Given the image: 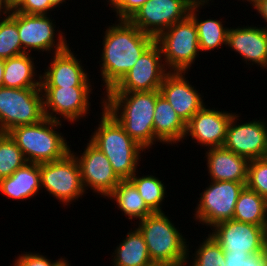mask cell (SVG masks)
<instances>
[{
    "label": "cell",
    "mask_w": 267,
    "mask_h": 266,
    "mask_svg": "<svg viewBox=\"0 0 267 266\" xmlns=\"http://www.w3.org/2000/svg\"><path fill=\"white\" fill-rule=\"evenodd\" d=\"M117 22V23H116ZM103 35L101 79L104 93L114 88L134 66L142 53L155 41L129 20H118Z\"/></svg>",
    "instance_id": "1"
},
{
    "label": "cell",
    "mask_w": 267,
    "mask_h": 266,
    "mask_svg": "<svg viewBox=\"0 0 267 266\" xmlns=\"http://www.w3.org/2000/svg\"><path fill=\"white\" fill-rule=\"evenodd\" d=\"M105 94L101 99V107L118 121L139 146L149 150L154 142H159L153 129L157 90Z\"/></svg>",
    "instance_id": "2"
},
{
    "label": "cell",
    "mask_w": 267,
    "mask_h": 266,
    "mask_svg": "<svg viewBox=\"0 0 267 266\" xmlns=\"http://www.w3.org/2000/svg\"><path fill=\"white\" fill-rule=\"evenodd\" d=\"M101 116L98 127L94 129L89 141L109 159L114 172L121 180L130 179L138 172L137 166L140 165V156L144 149L104 108Z\"/></svg>",
    "instance_id": "3"
},
{
    "label": "cell",
    "mask_w": 267,
    "mask_h": 266,
    "mask_svg": "<svg viewBox=\"0 0 267 266\" xmlns=\"http://www.w3.org/2000/svg\"><path fill=\"white\" fill-rule=\"evenodd\" d=\"M153 264L186 266L189 264V242L164 212H154L139 221Z\"/></svg>",
    "instance_id": "4"
},
{
    "label": "cell",
    "mask_w": 267,
    "mask_h": 266,
    "mask_svg": "<svg viewBox=\"0 0 267 266\" xmlns=\"http://www.w3.org/2000/svg\"><path fill=\"white\" fill-rule=\"evenodd\" d=\"M59 126H62L61 121L45 117L35 124L17 126L8 134L21 149L27 162L40 164L60 160L72 150L67 144L69 141L66 142L63 134L56 130Z\"/></svg>",
    "instance_id": "5"
},
{
    "label": "cell",
    "mask_w": 267,
    "mask_h": 266,
    "mask_svg": "<svg viewBox=\"0 0 267 266\" xmlns=\"http://www.w3.org/2000/svg\"><path fill=\"white\" fill-rule=\"evenodd\" d=\"M155 41L167 71L187 72L200 52L197 28L189 15L163 31Z\"/></svg>",
    "instance_id": "6"
},
{
    "label": "cell",
    "mask_w": 267,
    "mask_h": 266,
    "mask_svg": "<svg viewBox=\"0 0 267 266\" xmlns=\"http://www.w3.org/2000/svg\"><path fill=\"white\" fill-rule=\"evenodd\" d=\"M45 118L41 88L0 87V133Z\"/></svg>",
    "instance_id": "7"
},
{
    "label": "cell",
    "mask_w": 267,
    "mask_h": 266,
    "mask_svg": "<svg viewBox=\"0 0 267 266\" xmlns=\"http://www.w3.org/2000/svg\"><path fill=\"white\" fill-rule=\"evenodd\" d=\"M41 188L58 202L69 205L86 192L83 188L80 167L75 156L69 152L64 158L40 163Z\"/></svg>",
    "instance_id": "8"
},
{
    "label": "cell",
    "mask_w": 267,
    "mask_h": 266,
    "mask_svg": "<svg viewBox=\"0 0 267 266\" xmlns=\"http://www.w3.org/2000/svg\"><path fill=\"white\" fill-rule=\"evenodd\" d=\"M16 23L24 53L30 54L33 51L38 52H61L68 47L64 32L56 30L50 15H28L16 12L14 9L9 15ZM52 19V20H51ZM58 31V33H57ZM58 37L55 39L56 33ZM57 42V43H56ZM41 50V51H40Z\"/></svg>",
    "instance_id": "9"
},
{
    "label": "cell",
    "mask_w": 267,
    "mask_h": 266,
    "mask_svg": "<svg viewBox=\"0 0 267 266\" xmlns=\"http://www.w3.org/2000/svg\"><path fill=\"white\" fill-rule=\"evenodd\" d=\"M247 182L212 181L200 195L195 207L197 222L212 228L219 222L231 220L240 192Z\"/></svg>",
    "instance_id": "10"
},
{
    "label": "cell",
    "mask_w": 267,
    "mask_h": 266,
    "mask_svg": "<svg viewBox=\"0 0 267 266\" xmlns=\"http://www.w3.org/2000/svg\"><path fill=\"white\" fill-rule=\"evenodd\" d=\"M41 90L44 114L48 119L61 121L63 117L74 124L89 114L92 86L41 87Z\"/></svg>",
    "instance_id": "11"
},
{
    "label": "cell",
    "mask_w": 267,
    "mask_h": 266,
    "mask_svg": "<svg viewBox=\"0 0 267 266\" xmlns=\"http://www.w3.org/2000/svg\"><path fill=\"white\" fill-rule=\"evenodd\" d=\"M196 0H148L129 19L143 33L155 39L173 24L189 15Z\"/></svg>",
    "instance_id": "12"
},
{
    "label": "cell",
    "mask_w": 267,
    "mask_h": 266,
    "mask_svg": "<svg viewBox=\"0 0 267 266\" xmlns=\"http://www.w3.org/2000/svg\"><path fill=\"white\" fill-rule=\"evenodd\" d=\"M210 235L224 253L262 252L267 247V226H258L234 219L217 223Z\"/></svg>",
    "instance_id": "13"
},
{
    "label": "cell",
    "mask_w": 267,
    "mask_h": 266,
    "mask_svg": "<svg viewBox=\"0 0 267 266\" xmlns=\"http://www.w3.org/2000/svg\"><path fill=\"white\" fill-rule=\"evenodd\" d=\"M159 44L154 41L138 58L122 80L108 92H140L159 90L166 71Z\"/></svg>",
    "instance_id": "14"
},
{
    "label": "cell",
    "mask_w": 267,
    "mask_h": 266,
    "mask_svg": "<svg viewBox=\"0 0 267 266\" xmlns=\"http://www.w3.org/2000/svg\"><path fill=\"white\" fill-rule=\"evenodd\" d=\"M78 161L81 181L84 190L90 188L93 192L108 197L121 179L114 172L109 159L90 141L86 144L82 155L70 151ZM79 156V157H78Z\"/></svg>",
    "instance_id": "15"
},
{
    "label": "cell",
    "mask_w": 267,
    "mask_h": 266,
    "mask_svg": "<svg viewBox=\"0 0 267 266\" xmlns=\"http://www.w3.org/2000/svg\"><path fill=\"white\" fill-rule=\"evenodd\" d=\"M239 117L236 113L231 117L223 147L248 160L265 157L267 152L266 120L264 122L256 119L240 124L237 122Z\"/></svg>",
    "instance_id": "16"
},
{
    "label": "cell",
    "mask_w": 267,
    "mask_h": 266,
    "mask_svg": "<svg viewBox=\"0 0 267 266\" xmlns=\"http://www.w3.org/2000/svg\"><path fill=\"white\" fill-rule=\"evenodd\" d=\"M233 114L215 108L210 109L205 105L186 124L184 140L191 136L197 145L208 147L206 149L223 146L227 126Z\"/></svg>",
    "instance_id": "17"
},
{
    "label": "cell",
    "mask_w": 267,
    "mask_h": 266,
    "mask_svg": "<svg viewBox=\"0 0 267 266\" xmlns=\"http://www.w3.org/2000/svg\"><path fill=\"white\" fill-rule=\"evenodd\" d=\"M185 74L187 73L169 71L163 79L159 92L187 124L205 104L202 95L190 84Z\"/></svg>",
    "instance_id": "18"
},
{
    "label": "cell",
    "mask_w": 267,
    "mask_h": 266,
    "mask_svg": "<svg viewBox=\"0 0 267 266\" xmlns=\"http://www.w3.org/2000/svg\"><path fill=\"white\" fill-rule=\"evenodd\" d=\"M77 55L68 46L54 53L52 61L41 75V87L92 86L88 73Z\"/></svg>",
    "instance_id": "19"
},
{
    "label": "cell",
    "mask_w": 267,
    "mask_h": 266,
    "mask_svg": "<svg viewBox=\"0 0 267 266\" xmlns=\"http://www.w3.org/2000/svg\"><path fill=\"white\" fill-rule=\"evenodd\" d=\"M246 63L267 69V30L254 25L229 28L227 45Z\"/></svg>",
    "instance_id": "20"
},
{
    "label": "cell",
    "mask_w": 267,
    "mask_h": 266,
    "mask_svg": "<svg viewBox=\"0 0 267 266\" xmlns=\"http://www.w3.org/2000/svg\"><path fill=\"white\" fill-rule=\"evenodd\" d=\"M205 155L212 181L247 182L249 160L246 157L237 155L223 146L209 148Z\"/></svg>",
    "instance_id": "21"
},
{
    "label": "cell",
    "mask_w": 267,
    "mask_h": 266,
    "mask_svg": "<svg viewBox=\"0 0 267 266\" xmlns=\"http://www.w3.org/2000/svg\"><path fill=\"white\" fill-rule=\"evenodd\" d=\"M154 136L162 144L182 142L186 133V123L178 116L172 105L157 90V100L153 119ZM183 139V140H182Z\"/></svg>",
    "instance_id": "22"
},
{
    "label": "cell",
    "mask_w": 267,
    "mask_h": 266,
    "mask_svg": "<svg viewBox=\"0 0 267 266\" xmlns=\"http://www.w3.org/2000/svg\"><path fill=\"white\" fill-rule=\"evenodd\" d=\"M41 189L40 164L26 162L11 176L0 179V192L13 200H28Z\"/></svg>",
    "instance_id": "23"
},
{
    "label": "cell",
    "mask_w": 267,
    "mask_h": 266,
    "mask_svg": "<svg viewBox=\"0 0 267 266\" xmlns=\"http://www.w3.org/2000/svg\"><path fill=\"white\" fill-rule=\"evenodd\" d=\"M211 0H196L189 11V16L193 19L198 34L199 48L201 52L214 51L221 45H227L229 28L224 27L222 21L217 19L199 20V8L208 5ZM198 14V15H197Z\"/></svg>",
    "instance_id": "24"
},
{
    "label": "cell",
    "mask_w": 267,
    "mask_h": 266,
    "mask_svg": "<svg viewBox=\"0 0 267 266\" xmlns=\"http://www.w3.org/2000/svg\"><path fill=\"white\" fill-rule=\"evenodd\" d=\"M33 59L27 53L5 59L3 87L41 88V75L38 77Z\"/></svg>",
    "instance_id": "25"
},
{
    "label": "cell",
    "mask_w": 267,
    "mask_h": 266,
    "mask_svg": "<svg viewBox=\"0 0 267 266\" xmlns=\"http://www.w3.org/2000/svg\"><path fill=\"white\" fill-rule=\"evenodd\" d=\"M112 254L114 266L153 265L144 237L138 228L130 230Z\"/></svg>",
    "instance_id": "26"
},
{
    "label": "cell",
    "mask_w": 267,
    "mask_h": 266,
    "mask_svg": "<svg viewBox=\"0 0 267 266\" xmlns=\"http://www.w3.org/2000/svg\"><path fill=\"white\" fill-rule=\"evenodd\" d=\"M233 219L267 226V199L245 186L237 199Z\"/></svg>",
    "instance_id": "27"
},
{
    "label": "cell",
    "mask_w": 267,
    "mask_h": 266,
    "mask_svg": "<svg viewBox=\"0 0 267 266\" xmlns=\"http://www.w3.org/2000/svg\"><path fill=\"white\" fill-rule=\"evenodd\" d=\"M116 201L117 207L124 212L128 219L143 220L153 212L147 207L137 191L135 185L129 180H121L108 199Z\"/></svg>",
    "instance_id": "28"
},
{
    "label": "cell",
    "mask_w": 267,
    "mask_h": 266,
    "mask_svg": "<svg viewBox=\"0 0 267 266\" xmlns=\"http://www.w3.org/2000/svg\"><path fill=\"white\" fill-rule=\"evenodd\" d=\"M135 172L129 179L136 187L147 207L154 212H164L161 205L166 197V187L162 180L153 175L139 177Z\"/></svg>",
    "instance_id": "29"
},
{
    "label": "cell",
    "mask_w": 267,
    "mask_h": 266,
    "mask_svg": "<svg viewBox=\"0 0 267 266\" xmlns=\"http://www.w3.org/2000/svg\"><path fill=\"white\" fill-rule=\"evenodd\" d=\"M16 142L8 133H0V179L11 176L26 163Z\"/></svg>",
    "instance_id": "30"
},
{
    "label": "cell",
    "mask_w": 267,
    "mask_h": 266,
    "mask_svg": "<svg viewBox=\"0 0 267 266\" xmlns=\"http://www.w3.org/2000/svg\"><path fill=\"white\" fill-rule=\"evenodd\" d=\"M17 23L10 17L0 19V58L23 54Z\"/></svg>",
    "instance_id": "31"
},
{
    "label": "cell",
    "mask_w": 267,
    "mask_h": 266,
    "mask_svg": "<svg viewBox=\"0 0 267 266\" xmlns=\"http://www.w3.org/2000/svg\"><path fill=\"white\" fill-rule=\"evenodd\" d=\"M206 239L195 249V253L192 255V265L190 266H226L224 251L222 247L212 238L210 234H207Z\"/></svg>",
    "instance_id": "32"
},
{
    "label": "cell",
    "mask_w": 267,
    "mask_h": 266,
    "mask_svg": "<svg viewBox=\"0 0 267 266\" xmlns=\"http://www.w3.org/2000/svg\"><path fill=\"white\" fill-rule=\"evenodd\" d=\"M246 186L267 199V159L249 160Z\"/></svg>",
    "instance_id": "33"
},
{
    "label": "cell",
    "mask_w": 267,
    "mask_h": 266,
    "mask_svg": "<svg viewBox=\"0 0 267 266\" xmlns=\"http://www.w3.org/2000/svg\"><path fill=\"white\" fill-rule=\"evenodd\" d=\"M226 266H267V247L259 253H224Z\"/></svg>",
    "instance_id": "34"
},
{
    "label": "cell",
    "mask_w": 267,
    "mask_h": 266,
    "mask_svg": "<svg viewBox=\"0 0 267 266\" xmlns=\"http://www.w3.org/2000/svg\"><path fill=\"white\" fill-rule=\"evenodd\" d=\"M13 9L28 15H48L55 8L45 0H19Z\"/></svg>",
    "instance_id": "35"
},
{
    "label": "cell",
    "mask_w": 267,
    "mask_h": 266,
    "mask_svg": "<svg viewBox=\"0 0 267 266\" xmlns=\"http://www.w3.org/2000/svg\"><path fill=\"white\" fill-rule=\"evenodd\" d=\"M25 253V254H24ZM15 258L13 266H55L61 259L52 261L40 253L24 252Z\"/></svg>",
    "instance_id": "36"
},
{
    "label": "cell",
    "mask_w": 267,
    "mask_h": 266,
    "mask_svg": "<svg viewBox=\"0 0 267 266\" xmlns=\"http://www.w3.org/2000/svg\"><path fill=\"white\" fill-rule=\"evenodd\" d=\"M148 0H123L114 10L118 20H129Z\"/></svg>",
    "instance_id": "37"
},
{
    "label": "cell",
    "mask_w": 267,
    "mask_h": 266,
    "mask_svg": "<svg viewBox=\"0 0 267 266\" xmlns=\"http://www.w3.org/2000/svg\"><path fill=\"white\" fill-rule=\"evenodd\" d=\"M260 14V17L267 23V0H259L255 5L252 6ZM267 30V25L263 27Z\"/></svg>",
    "instance_id": "38"
},
{
    "label": "cell",
    "mask_w": 267,
    "mask_h": 266,
    "mask_svg": "<svg viewBox=\"0 0 267 266\" xmlns=\"http://www.w3.org/2000/svg\"><path fill=\"white\" fill-rule=\"evenodd\" d=\"M13 10V6L8 0H0V16L8 17Z\"/></svg>",
    "instance_id": "39"
},
{
    "label": "cell",
    "mask_w": 267,
    "mask_h": 266,
    "mask_svg": "<svg viewBox=\"0 0 267 266\" xmlns=\"http://www.w3.org/2000/svg\"><path fill=\"white\" fill-rule=\"evenodd\" d=\"M4 66H5V59L0 58V87H3Z\"/></svg>",
    "instance_id": "40"
},
{
    "label": "cell",
    "mask_w": 267,
    "mask_h": 266,
    "mask_svg": "<svg viewBox=\"0 0 267 266\" xmlns=\"http://www.w3.org/2000/svg\"><path fill=\"white\" fill-rule=\"evenodd\" d=\"M45 2H49L54 8H57L60 5L63 4V2L66 3V0H45Z\"/></svg>",
    "instance_id": "41"
},
{
    "label": "cell",
    "mask_w": 267,
    "mask_h": 266,
    "mask_svg": "<svg viewBox=\"0 0 267 266\" xmlns=\"http://www.w3.org/2000/svg\"><path fill=\"white\" fill-rule=\"evenodd\" d=\"M122 1L123 0H108L107 3L113 8L112 10H114Z\"/></svg>",
    "instance_id": "42"
},
{
    "label": "cell",
    "mask_w": 267,
    "mask_h": 266,
    "mask_svg": "<svg viewBox=\"0 0 267 266\" xmlns=\"http://www.w3.org/2000/svg\"><path fill=\"white\" fill-rule=\"evenodd\" d=\"M66 258H62L55 266H71Z\"/></svg>",
    "instance_id": "43"
},
{
    "label": "cell",
    "mask_w": 267,
    "mask_h": 266,
    "mask_svg": "<svg viewBox=\"0 0 267 266\" xmlns=\"http://www.w3.org/2000/svg\"><path fill=\"white\" fill-rule=\"evenodd\" d=\"M247 2H250L249 4L255 5L259 0H246Z\"/></svg>",
    "instance_id": "44"
},
{
    "label": "cell",
    "mask_w": 267,
    "mask_h": 266,
    "mask_svg": "<svg viewBox=\"0 0 267 266\" xmlns=\"http://www.w3.org/2000/svg\"><path fill=\"white\" fill-rule=\"evenodd\" d=\"M9 3L14 6L19 0H8Z\"/></svg>",
    "instance_id": "45"
},
{
    "label": "cell",
    "mask_w": 267,
    "mask_h": 266,
    "mask_svg": "<svg viewBox=\"0 0 267 266\" xmlns=\"http://www.w3.org/2000/svg\"><path fill=\"white\" fill-rule=\"evenodd\" d=\"M151 266H166V265H161V264H153Z\"/></svg>",
    "instance_id": "46"
}]
</instances>
